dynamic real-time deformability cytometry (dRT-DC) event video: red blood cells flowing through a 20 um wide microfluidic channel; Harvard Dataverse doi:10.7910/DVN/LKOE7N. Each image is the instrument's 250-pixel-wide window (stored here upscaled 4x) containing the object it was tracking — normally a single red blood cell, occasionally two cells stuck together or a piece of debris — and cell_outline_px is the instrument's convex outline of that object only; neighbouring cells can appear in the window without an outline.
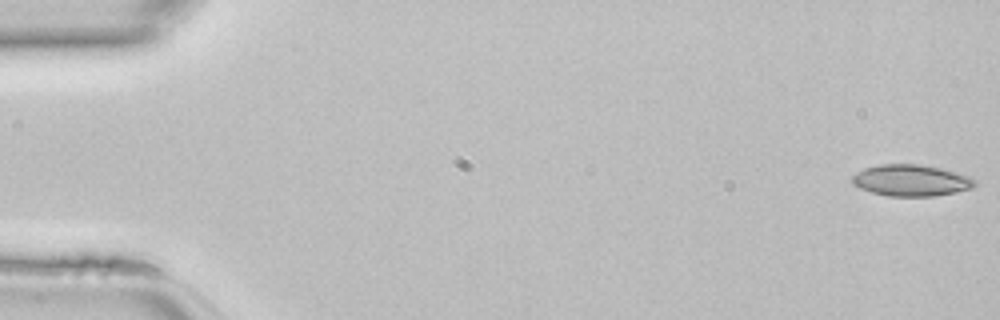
{"species": "common noctule bat (a hibernating species)", "species_latin": "Nyctalus noctula", "temperature_condition": "room temperature", "stored_images_in_passage": 13, "camera_frame_rate_fps": 3000, "um_per_image_px": 0.085, "animal": {"sex": "female", "body_mass_g": 22.7, "forearm_length_mm": 54.2}, "frame": {"image": 1, "passage_image": 1, "time_ms": 0.0, "image_size_px": [1000, 320], "cell_outline_px": [[976, 184], [972, 188], [956, 192], [936, 196], [888, 196], [872, 192], [860, 188], [852, 184], [852, 176], [856, 172], [864, 168], [880, 164], [920, 164], [940, 168], [968, 176], [976, 180]], "centroid_in_image_um": [77.43, 15.33], "position_along_channel_um": 7.6, "area_um2": 22.48}}
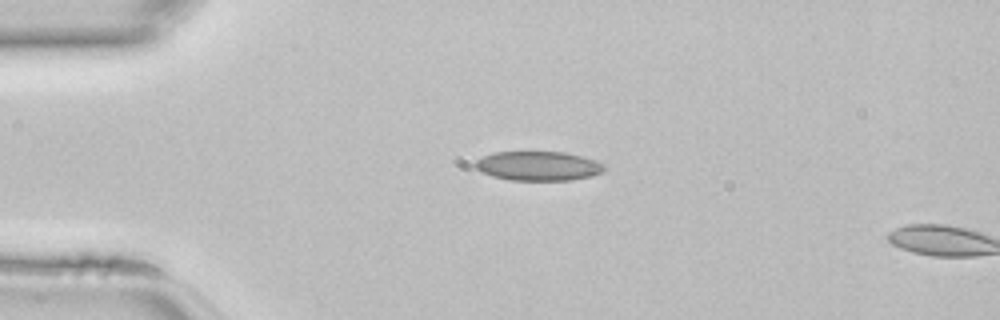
{"frame": {"image": 2, "passage_image": 11, "time_ms": 3.333, "image_size_px": [1000, 320], "cell_outline_px": [[604, 172], [592, 176], [572, 180], [508, 180], [492, 176], [480, 172], [472, 164], [476, 160], [492, 152], [564, 152], [596, 160], [604, 164]], "centroid_in_image_um": [45.73, 14.11], "position_along_channel_um": 39.3, "area_um2": 22.2}}